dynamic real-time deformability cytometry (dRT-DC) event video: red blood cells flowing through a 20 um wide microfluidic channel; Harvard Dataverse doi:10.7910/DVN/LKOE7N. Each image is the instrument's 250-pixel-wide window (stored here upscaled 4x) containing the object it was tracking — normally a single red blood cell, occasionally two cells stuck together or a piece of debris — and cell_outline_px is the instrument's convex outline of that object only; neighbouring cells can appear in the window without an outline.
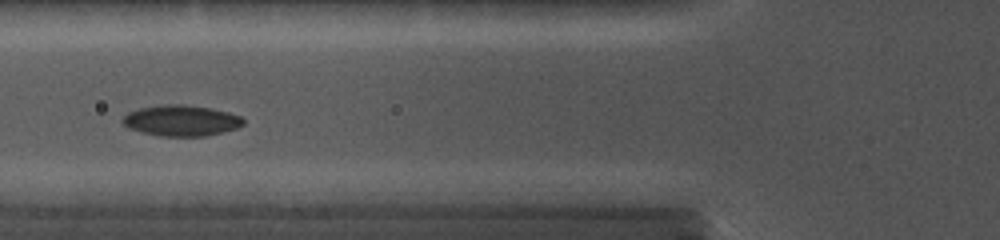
{"species": "common noctule bat (a hibernating species)", "species_latin": "Nyctalus noctula", "temperature_condition": "cold", "stored_images_in_passage": 13, "camera_frame_rate_fps": 5000, "um_per_image_px": 0.085, "animal": {"sex": "female", "body_mass_g": 19.0, "forearm_length_mm": 56.7}, "frame": {"image": 1, "passage_image": 4, "time_ms": 2.4, "image_size_px": [1000, 240], "cell_outline_px": [[244, 124], [236, 128], [204, 136], [160, 136], [128, 128], [120, 120], [128, 112], [140, 108], [160, 104], [180, 104], [212, 108], [228, 112], [240, 116], [244, 120]], "centroid_in_image_um": [15.38, 10.23], "position_along_channel_um": 110.4, "area_um2": 21.62}}